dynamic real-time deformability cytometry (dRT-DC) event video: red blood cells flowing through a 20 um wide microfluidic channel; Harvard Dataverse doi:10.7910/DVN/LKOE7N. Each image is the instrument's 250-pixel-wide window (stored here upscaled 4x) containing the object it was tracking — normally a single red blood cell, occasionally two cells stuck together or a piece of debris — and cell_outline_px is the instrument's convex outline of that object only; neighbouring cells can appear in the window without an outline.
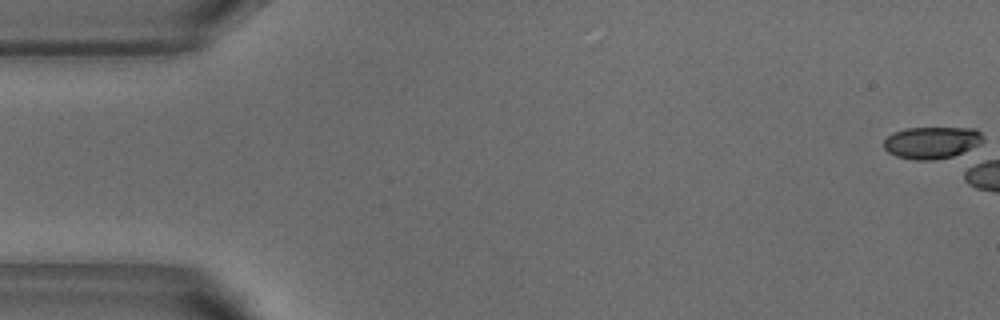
{"species": "common noctule bat (a hibernating species)", "species_latin": "Nyctalus noctula", "temperature_condition": "warm", "stored_images_in_passage": 2, "camera_frame_rate_fps": 3000, "um_per_image_px": 0.085, "animal": {"sex": "male", "body_mass_g": 18.8}, "frame": {"image": 1, "passage_image": 1, "time_ms": 0.0, "image_size_px": [1000, 320], "cell_outline_px": [[984, 140], [980, 148], [952, 156], [932, 160], [916, 160], [896, 156], [888, 152], [884, 148], [884, 140], [892, 132], [904, 128], [976, 128], [984, 136]], "centroid_in_image_um": [79.27, 12.12], "position_along_channel_um": 5.7, "area_um2": 18.96}}